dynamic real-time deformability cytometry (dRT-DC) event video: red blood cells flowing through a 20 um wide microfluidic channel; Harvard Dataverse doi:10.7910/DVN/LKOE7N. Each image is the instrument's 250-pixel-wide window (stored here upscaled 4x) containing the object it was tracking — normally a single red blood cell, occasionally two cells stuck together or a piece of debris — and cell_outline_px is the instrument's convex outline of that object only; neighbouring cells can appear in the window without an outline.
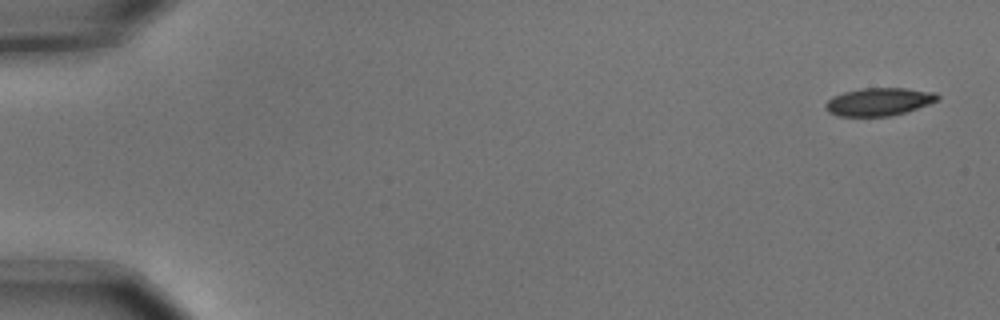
{"species": "common noctule bat (a hibernating species)", "species_latin": "Nyctalus noctula", "temperature_condition": "cold", "stored_images_in_passage": 5, "camera_frame_rate_fps": 3000, "um_per_image_px": 0.085, "animal": {"sex": "male", "body_mass_g": 15.6}, "frame": {"image": 1, "passage_image": 1, "time_ms": 0.0, "image_size_px": [1000, 320], "cell_outline_px": [[940, 96], [936, 100], [928, 104], [904, 112], [888, 116], [840, 116], [828, 112], [824, 104], [832, 96], [844, 92], [864, 88], [904, 88], [936, 92]], "centroid_in_image_um": [74.68, 8.64], "position_along_channel_um": 10.3, "area_um2": 17.98}}
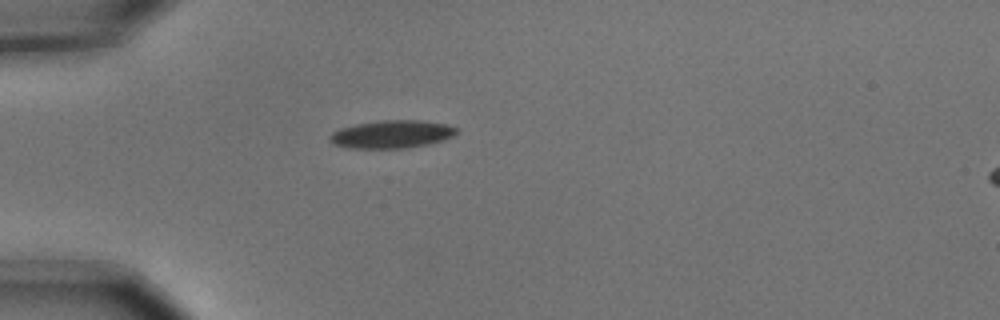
{"frame": {"image": 2, "passage_image": 4, "time_ms": 1.0, "image_size_px": [1000, 320], "cell_outline_px": [[456, 132], [452, 136], [428, 144], [408, 148], [352, 148], [336, 144], [328, 140], [328, 136], [332, 132], [340, 128], [356, 124], [380, 120], [420, 120], [448, 124], [456, 128]], "centroid_in_image_um": [33.27, 11.4], "position_along_channel_um": 51.7, "area_um2": 20.46}}